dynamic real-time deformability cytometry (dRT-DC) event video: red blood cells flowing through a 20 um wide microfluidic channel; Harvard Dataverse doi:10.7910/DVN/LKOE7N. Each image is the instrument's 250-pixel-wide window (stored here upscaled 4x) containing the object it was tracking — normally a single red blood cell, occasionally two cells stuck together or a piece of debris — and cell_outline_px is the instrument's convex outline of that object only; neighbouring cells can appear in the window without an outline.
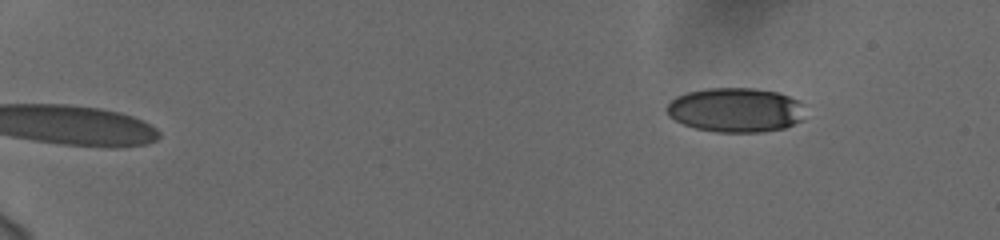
{"species": "human", "species_latin": "Homo sapiens", "temperature_condition": "cold", "stored_images_in_passage": 51, "camera_frame_rate_fps": 3000, "um_per_image_px": 0.085, "donor": {"sex": "female"}, "frame": {"image": 1, "passage_image": 1, "time_ms": 0.0, "image_size_px": [1000, 240], "cell_outline_px": [[800, 120], [784, 128], [764, 132], [716, 132], [696, 128], [684, 124], [668, 116], [664, 108], [676, 96], [688, 92], [708, 88], [752, 88], [776, 92], [788, 96], [796, 100], [800, 104]], "centroid_in_image_um": [62.44, 9.35], "position_along_channel_um": 22.6, "area_um2": 35.37}}
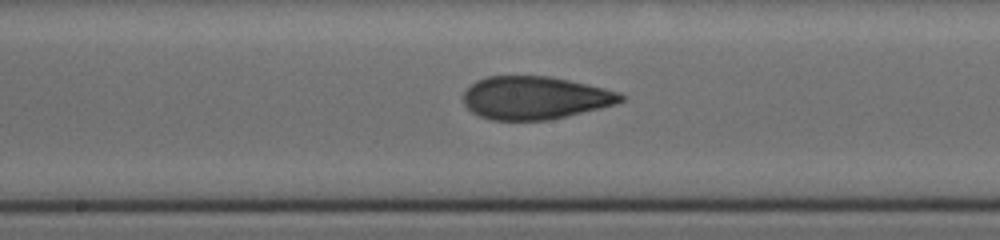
{"frame": {"image": 2, "passage_image": 27, "time_ms": 8.667, "image_size_px": [1000, 240], "cell_outline_px": [[628, 96], [624, 100], [616, 104], [600, 108], [548, 120], [492, 120], [480, 116], [472, 112], [464, 104], [464, 92], [476, 80], [488, 76], [548, 76], [568, 80], [604, 88], [620, 92]], "centroid_in_image_um": [45.49, 8.31], "position_along_channel_um": 202.7, "area_um2": 39.3}}
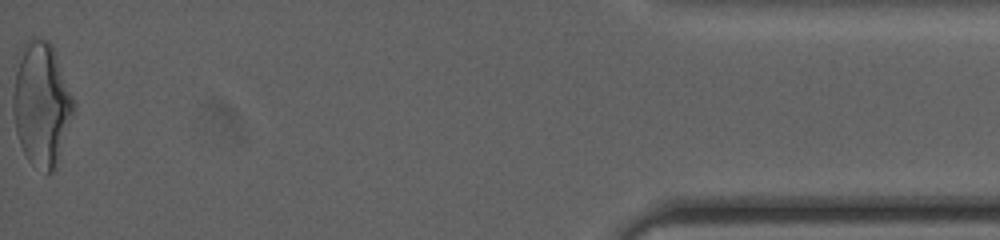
{"frame": {"image": 3, "passage_image": 51, "time_ms": 16.667, "image_size_px": [1000, 240], "cell_outline_px": [[76, 108], [56, 168], [52, 172], [48, 172], [32, 164], [28, 160], [20, 144], [16, 132], [12, 108], [12, 96], [16, 72], [24, 44], [28, 40], [48, 40], [52, 48], [72, 96]], "centroid_in_image_um": [3.53, 8.94], "position_along_channel_um": 431.7, "area_um2": 42.77}, "authors_computed_cell_mechanics": {"area_um2": 39.1306, "velocity_mm_per_s": 3.7665, "shape_relaxation_time_tau1_ms": null, "shape_relaxation_time_tau2_ms": 1.7897, "deformation_change_tau1": null, "deformation_change_tau2": 0.0903}}